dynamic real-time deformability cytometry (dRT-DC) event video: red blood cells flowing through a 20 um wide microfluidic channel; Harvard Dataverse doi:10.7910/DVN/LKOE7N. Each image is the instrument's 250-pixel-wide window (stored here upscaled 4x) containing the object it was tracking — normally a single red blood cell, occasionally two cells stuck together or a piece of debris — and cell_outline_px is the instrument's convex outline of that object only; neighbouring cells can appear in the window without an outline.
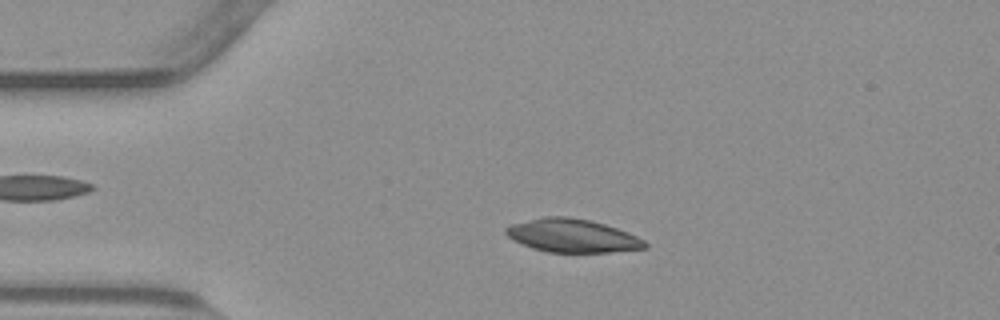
{"species": "common noctule bat (a hibernating species)", "species_latin": "Nyctalus noctula", "temperature_condition": "warm", "stored_images_in_passage": 50, "camera_frame_rate_fps": 3000, "um_per_image_px": 0.085, "animal": {"sex": "male", "body_mass_g": 23.1, "forearm_length_mm": 52.7}, "frame": {"image": 1, "passage_image": 8, "time_ms": 2.333, "image_size_px": [1000, 320], "cell_outline_px": [[648, 248], [608, 252], [548, 252], [532, 248], [512, 240], [504, 232], [504, 228], [512, 224], [544, 216], [568, 216], [592, 220], [628, 232], [644, 240], [648, 244]], "centroid_in_image_um": [48.64, 20.03], "position_along_channel_um": 36.4, "area_um2": 27.05}}
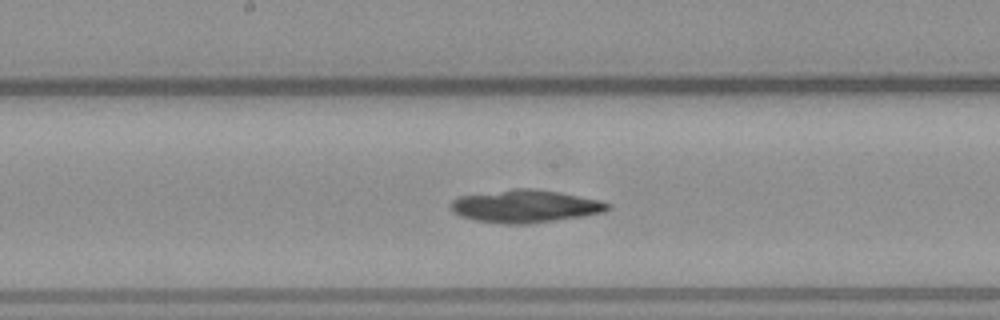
{"frame": {"image": 2, "passage_image": 24, "time_ms": 7.667, "image_size_px": [1000, 320], "cell_outline_px": [[612, 208], [604, 212], [580, 216], [528, 224], [504, 224], [476, 220], [460, 216], [452, 212], [448, 204], [452, 200], [460, 196], [512, 188], [536, 188], [560, 192], [600, 200], [612, 204]], "centroid_in_image_um": [44.63, 17.52], "position_along_channel_um": 203.6, "area_um2": 30.11}}
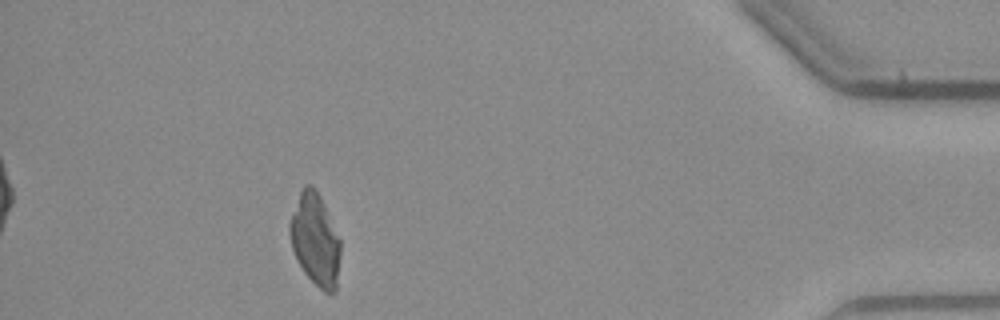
{"frame": {"image": 3, "passage_image": 45, "time_ms": 14.667, "image_size_px": [1000, 320], "cell_outline_px": [[340, 256], [336, 292], [332, 296], [324, 292], [304, 272], [292, 248], [288, 232], [288, 224], [300, 188], [304, 184], [312, 184], [316, 188], [324, 204], [340, 240]], "centroid_in_image_um": [26.78, 20.35], "position_along_channel_um": 408.4, "area_um2": 27.4}, "authors_computed_cell_mechanics": {"area_um2": 29.1023, "velocity_mm_per_s": 3.7836, "shape_relaxation_time_tau1_ms": null, "shape_relaxation_time_tau2_ms": 8.8348, "deformation_change_tau1": null, "deformation_change_tau2": 0.0879}}